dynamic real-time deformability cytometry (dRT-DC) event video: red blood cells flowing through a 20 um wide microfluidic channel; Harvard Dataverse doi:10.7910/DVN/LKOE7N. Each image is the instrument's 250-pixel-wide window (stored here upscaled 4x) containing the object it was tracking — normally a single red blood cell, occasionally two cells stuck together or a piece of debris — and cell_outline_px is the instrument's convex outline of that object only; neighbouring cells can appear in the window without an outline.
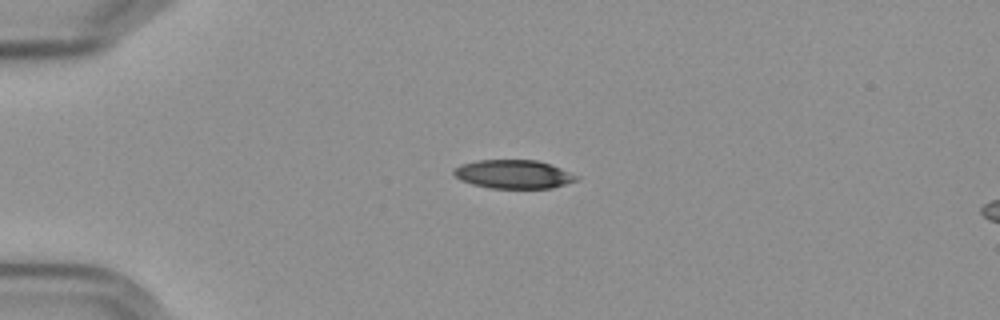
{"species": "Egyptian fruit bat (a non-hibernating species)", "species_latin": "Rousettus aegyptiacus", "temperature_condition": "cold", "stored_images_in_passage": 43, "camera_frame_rate_fps": 3000, "um_per_image_px": 0.085, "frame": {"image": 1, "passage_image": 1, "time_ms": 0.0, "image_size_px": [1000, 320], "cell_outline_px": [[580, 176], [576, 180], [552, 188], [488, 188], [472, 184], [460, 180], [452, 172], [460, 164], [476, 160], [536, 160], [552, 164]], "centroid_in_image_um": [43.65, 14.8], "position_along_channel_um": 41.4, "area_um2": 20.52}}
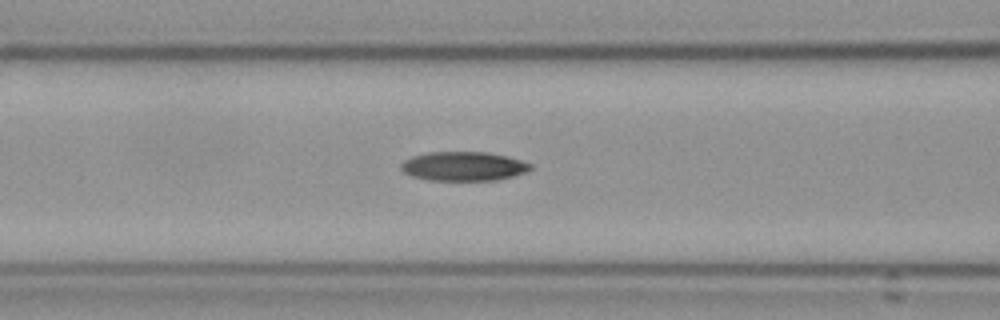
{"frame": {"image": 2, "passage_image": 11, "time_ms": 3.333, "image_size_px": [1000, 320], "cell_outline_px": [[532, 168], [528, 172], [496, 180], [428, 180], [412, 176], [404, 172], [400, 168], [400, 164], [404, 160], [412, 156], [428, 152], [488, 152], [508, 156], [532, 164]], "centroid_in_image_um": [39.4, 14.13], "position_along_channel_um": 127.2, "area_um2": 22.08}}
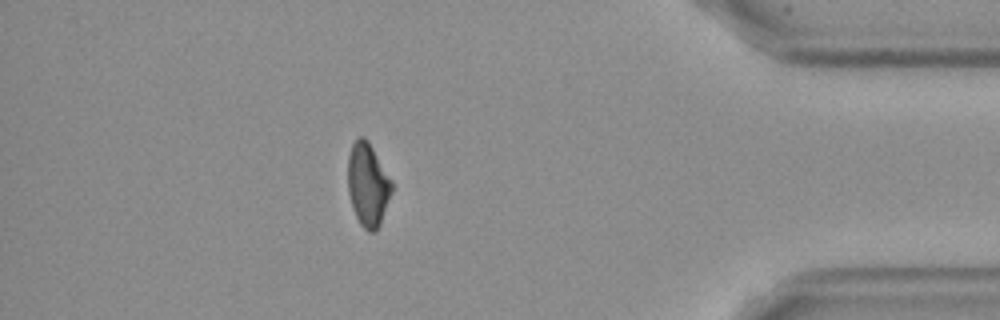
{"frame": {"image": 3, "passage_image": 37, "time_ms": 12.0, "image_size_px": [1000, 320], "cell_outline_px": [[392, 192], [380, 224], [376, 232], [368, 232], [360, 224], [356, 216], [348, 192], [348, 156], [352, 144], [360, 136], [364, 136], [368, 140], [392, 180]], "centroid_in_image_um": [31.27, 15.69], "position_along_channel_um": 403.9, "area_um2": 21.27}, "authors_computed_cell_mechanics": {"area_um2": 21.9062, "velocity_mm_per_s": 3.6126, "shape_relaxation_time_tau1_ms": 6.12, "shape_relaxation_time_tau2_ms": 9.3694, "deformation_change_tau1": 0.1612, "deformation_change_tau2": 0.1774}}